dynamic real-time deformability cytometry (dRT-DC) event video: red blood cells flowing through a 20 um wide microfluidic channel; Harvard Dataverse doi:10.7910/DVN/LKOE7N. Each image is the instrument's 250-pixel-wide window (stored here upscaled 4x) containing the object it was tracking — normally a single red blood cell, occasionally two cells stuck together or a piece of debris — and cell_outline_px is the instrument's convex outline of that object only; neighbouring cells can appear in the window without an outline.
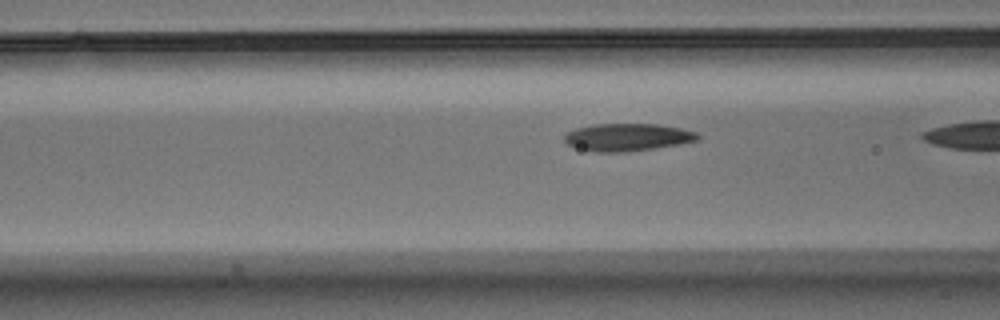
{"species": "Egyptian fruit bat (a non-hibernating species)", "species_latin": "Rousettus aegyptiacus", "temperature_condition": "warm", "stored_images_in_passage": 21, "segment_of_instrument_passage": [2, 2], "camera_frame_rate_fps": 3000, "um_per_image_px": 0.085, "animal": {"sex": "male"}, "frame": {"image": 1, "passage_image": 19, "time_ms": 6.0, "image_size_px": [1000, 320], "cell_outline_px": [[700, 140], [680, 144], [624, 152], [596, 152], [580, 148], [568, 144], [564, 140], [564, 136], [568, 132], [576, 128], [592, 124], [656, 124], [680, 128], [696, 132], [700, 136]], "centroid_in_image_um": [53.35, 11.66], "position_along_channel_um": 113.3, "area_um2": 21.21}}